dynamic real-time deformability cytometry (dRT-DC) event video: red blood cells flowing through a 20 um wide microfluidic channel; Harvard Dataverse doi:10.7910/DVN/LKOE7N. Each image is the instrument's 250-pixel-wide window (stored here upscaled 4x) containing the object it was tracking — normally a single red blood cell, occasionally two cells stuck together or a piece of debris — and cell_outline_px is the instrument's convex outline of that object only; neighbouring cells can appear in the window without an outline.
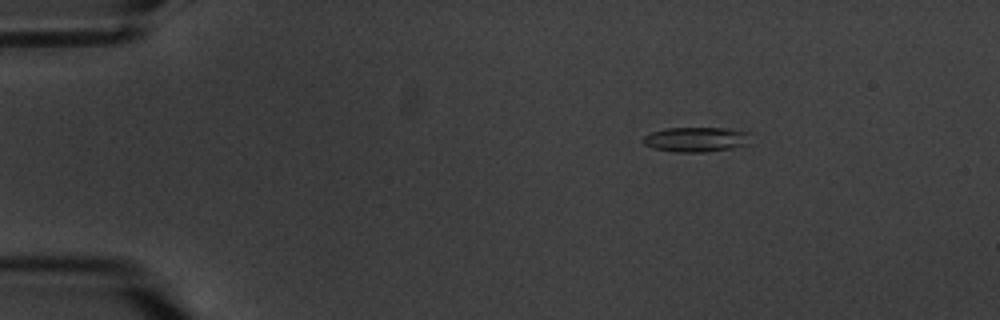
{"species": "common noctule bat (a hibernating species)", "species_latin": "Nyctalus noctula", "temperature_condition": "warm", "stored_images_in_passage": 9, "camera_frame_rate_fps": 3000, "um_per_image_px": 0.085, "animal": {"sex": "male", "body_mass_g": 20.1, "forearm_length_mm": 53.5}, "frame": {"image": 1, "passage_image": 1, "time_ms": 0.0, "image_size_px": [1000, 320], "cell_outline_px": [[752, 132], [748, 144], [732, 148], [704, 152], [676, 152], [652, 148], [644, 144], [644, 136], [652, 132], [664, 128], [728, 128]], "centroid_in_image_um": [59.21, 11.84], "position_along_channel_um": 25.8, "area_um2": 15.66}}
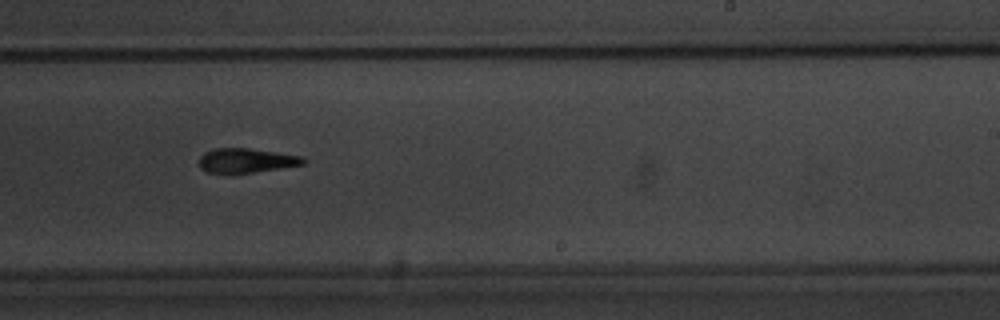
{"frame": {"image": 2, "passage_image": 9, "time_ms": 9.333, "image_size_px": [1000, 320], "cell_outline_px": [[308, 160], [304, 164], [252, 172], [208, 172], [200, 168], [200, 156], [204, 152], [216, 148], [248, 148], [300, 156]], "centroid_in_image_um": [20.92, 13.62], "position_along_channel_um": 268.1, "area_um2": 14.39}}